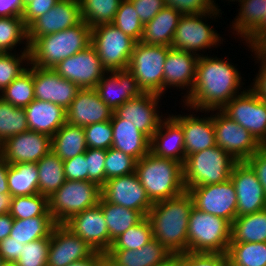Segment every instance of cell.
I'll return each instance as SVG.
<instances>
[{
	"mask_svg": "<svg viewBox=\"0 0 266 266\" xmlns=\"http://www.w3.org/2000/svg\"><path fill=\"white\" fill-rule=\"evenodd\" d=\"M227 60L229 58L220 59L217 55L199 56L194 86L182 99L183 107L190 112L195 109L221 110L232 98L245 91L241 89L245 84L237 66Z\"/></svg>",
	"mask_w": 266,
	"mask_h": 266,
	"instance_id": "cell-1",
	"label": "cell"
},
{
	"mask_svg": "<svg viewBox=\"0 0 266 266\" xmlns=\"http://www.w3.org/2000/svg\"><path fill=\"white\" fill-rule=\"evenodd\" d=\"M193 206L192 196L185 191L174 198L154 202L147 214L153 238L175 256L188 251V220Z\"/></svg>",
	"mask_w": 266,
	"mask_h": 266,
	"instance_id": "cell-2",
	"label": "cell"
},
{
	"mask_svg": "<svg viewBox=\"0 0 266 266\" xmlns=\"http://www.w3.org/2000/svg\"><path fill=\"white\" fill-rule=\"evenodd\" d=\"M91 45V27L83 20L65 30L34 39L29 44L30 64L54 68L62 60Z\"/></svg>",
	"mask_w": 266,
	"mask_h": 266,
	"instance_id": "cell-3",
	"label": "cell"
},
{
	"mask_svg": "<svg viewBox=\"0 0 266 266\" xmlns=\"http://www.w3.org/2000/svg\"><path fill=\"white\" fill-rule=\"evenodd\" d=\"M135 173L153 203L186 191L183 164L176 160L160 158L149 152L136 162Z\"/></svg>",
	"mask_w": 266,
	"mask_h": 266,
	"instance_id": "cell-4",
	"label": "cell"
},
{
	"mask_svg": "<svg viewBox=\"0 0 266 266\" xmlns=\"http://www.w3.org/2000/svg\"><path fill=\"white\" fill-rule=\"evenodd\" d=\"M221 147L213 146L186 157L183 164V179L186 191L193 187L219 184L231 177L237 163Z\"/></svg>",
	"mask_w": 266,
	"mask_h": 266,
	"instance_id": "cell-5",
	"label": "cell"
},
{
	"mask_svg": "<svg viewBox=\"0 0 266 266\" xmlns=\"http://www.w3.org/2000/svg\"><path fill=\"white\" fill-rule=\"evenodd\" d=\"M231 239V223L193 206L188 220V252L224 253Z\"/></svg>",
	"mask_w": 266,
	"mask_h": 266,
	"instance_id": "cell-6",
	"label": "cell"
},
{
	"mask_svg": "<svg viewBox=\"0 0 266 266\" xmlns=\"http://www.w3.org/2000/svg\"><path fill=\"white\" fill-rule=\"evenodd\" d=\"M220 14L222 15L221 10L215 9L210 13L182 15L173 36L171 48L203 56V52H207L206 49L221 46L223 38L206 21V18L218 19L221 17Z\"/></svg>",
	"mask_w": 266,
	"mask_h": 266,
	"instance_id": "cell-7",
	"label": "cell"
},
{
	"mask_svg": "<svg viewBox=\"0 0 266 266\" xmlns=\"http://www.w3.org/2000/svg\"><path fill=\"white\" fill-rule=\"evenodd\" d=\"M101 187L92 181L65 180L49 198V212L56 224H63L71 216L96 206Z\"/></svg>",
	"mask_w": 266,
	"mask_h": 266,
	"instance_id": "cell-8",
	"label": "cell"
},
{
	"mask_svg": "<svg viewBox=\"0 0 266 266\" xmlns=\"http://www.w3.org/2000/svg\"><path fill=\"white\" fill-rule=\"evenodd\" d=\"M170 48L136 42L128 70L143 93L163 96L164 63Z\"/></svg>",
	"mask_w": 266,
	"mask_h": 266,
	"instance_id": "cell-9",
	"label": "cell"
},
{
	"mask_svg": "<svg viewBox=\"0 0 266 266\" xmlns=\"http://www.w3.org/2000/svg\"><path fill=\"white\" fill-rule=\"evenodd\" d=\"M135 44L134 39L112 23L91 28V45L107 72L128 69Z\"/></svg>",
	"mask_w": 266,
	"mask_h": 266,
	"instance_id": "cell-10",
	"label": "cell"
},
{
	"mask_svg": "<svg viewBox=\"0 0 266 266\" xmlns=\"http://www.w3.org/2000/svg\"><path fill=\"white\" fill-rule=\"evenodd\" d=\"M232 98L221 111L248 130L264 146L266 144V102L249 86Z\"/></svg>",
	"mask_w": 266,
	"mask_h": 266,
	"instance_id": "cell-11",
	"label": "cell"
},
{
	"mask_svg": "<svg viewBox=\"0 0 266 266\" xmlns=\"http://www.w3.org/2000/svg\"><path fill=\"white\" fill-rule=\"evenodd\" d=\"M212 119L216 146L221 147L236 161L248 160L262 146L248 130L221 110H212Z\"/></svg>",
	"mask_w": 266,
	"mask_h": 266,
	"instance_id": "cell-12",
	"label": "cell"
},
{
	"mask_svg": "<svg viewBox=\"0 0 266 266\" xmlns=\"http://www.w3.org/2000/svg\"><path fill=\"white\" fill-rule=\"evenodd\" d=\"M195 208L222 217L230 223L237 217V196L231 179L219 184L193 187L188 190Z\"/></svg>",
	"mask_w": 266,
	"mask_h": 266,
	"instance_id": "cell-13",
	"label": "cell"
},
{
	"mask_svg": "<svg viewBox=\"0 0 266 266\" xmlns=\"http://www.w3.org/2000/svg\"><path fill=\"white\" fill-rule=\"evenodd\" d=\"M52 69L62 78L75 83L80 89L95 88L107 73L92 45L62 60Z\"/></svg>",
	"mask_w": 266,
	"mask_h": 266,
	"instance_id": "cell-14",
	"label": "cell"
},
{
	"mask_svg": "<svg viewBox=\"0 0 266 266\" xmlns=\"http://www.w3.org/2000/svg\"><path fill=\"white\" fill-rule=\"evenodd\" d=\"M101 197L109 203L140 211L144 216L153 205L136 173L106 180Z\"/></svg>",
	"mask_w": 266,
	"mask_h": 266,
	"instance_id": "cell-15",
	"label": "cell"
},
{
	"mask_svg": "<svg viewBox=\"0 0 266 266\" xmlns=\"http://www.w3.org/2000/svg\"><path fill=\"white\" fill-rule=\"evenodd\" d=\"M63 225L82 238L94 251L106 253L112 245L113 241L109 237L107 223L99 203L71 216Z\"/></svg>",
	"mask_w": 266,
	"mask_h": 266,
	"instance_id": "cell-16",
	"label": "cell"
},
{
	"mask_svg": "<svg viewBox=\"0 0 266 266\" xmlns=\"http://www.w3.org/2000/svg\"><path fill=\"white\" fill-rule=\"evenodd\" d=\"M162 96L153 93H142L138 97L127 100L118 107L114 114L121 119H126L145 134L150 140L159 127L160 122L166 117L158 110ZM161 113V115H160Z\"/></svg>",
	"mask_w": 266,
	"mask_h": 266,
	"instance_id": "cell-17",
	"label": "cell"
},
{
	"mask_svg": "<svg viewBox=\"0 0 266 266\" xmlns=\"http://www.w3.org/2000/svg\"><path fill=\"white\" fill-rule=\"evenodd\" d=\"M236 190L237 217L266 209V195L253 169L245 162H237L230 177Z\"/></svg>",
	"mask_w": 266,
	"mask_h": 266,
	"instance_id": "cell-18",
	"label": "cell"
},
{
	"mask_svg": "<svg viewBox=\"0 0 266 266\" xmlns=\"http://www.w3.org/2000/svg\"><path fill=\"white\" fill-rule=\"evenodd\" d=\"M81 21L79 0H60L27 27L28 44L38 37L71 28Z\"/></svg>",
	"mask_w": 266,
	"mask_h": 266,
	"instance_id": "cell-19",
	"label": "cell"
},
{
	"mask_svg": "<svg viewBox=\"0 0 266 266\" xmlns=\"http://www.w3.org/2000/svg\"><path fill=\"white\" fill-rule=\"evenodd\" d=\"M51 148V137L31 130L9 137L2 143L3 159L8 164L37 163Z\"/></svg>",
	"mask_w": 266,
	"mask_h": 266,
	"instance_id": "cell-20",
	"label": "cell"
},
{
	"mask_svg": "<svg viewBox=\"0 0 266 266\" xmlns=\"http://www.w3.org/2000/svg\"><path fill=\"white\" fill-rule=\"evenodd\" d=\"M94 252L90 245L63 224H56L50 235L47 266H67Z\"/></svg>",
	"mask_w": 266,
	"mask_h": 266,
	"instance_id": "cell-21",
	"label": "cell"
},
{
	"mask_svg": "<svg viewBox=\"0 0 266 266\" xmlns=\"http://www.w3.org/2000/svg\"><path fill=\"white\" fill-rule=\"evenodd\" d=\"M33 85L35 99L55 103L65 110L80 90L75 83L62 78L54 69L35 66Z\"/></svg>",
	"mask_w": 266,
	"mask_h": 266,
	"instance_id": "cell-22",
	"label": "cell"
},
{
	"mask_svg": "<svg viewBox=\"0 0 266 266\" xmlns=\"http://www.w3.org/2000/svg\"><path fill=\"white\" fill-rule=\"evenodd\" d=\"M198 58L199 56L194 53L170 48L164 63L163 97L168 89L174 87L177 90H185L186 94L182 92L184 95L181 98L191 92L196 78Z\"/></svg>",
	"mask_w": 266,
	"mask_h": 266,
	"instance_id": "cell-23",
	"label": "cell"
},
{
	"mask_svg": "<svg viewBox=\"0 0 266 266\" xmlns=\"http://www.w3.org/2000/svg\"><path fill=\"white\" fill-rule=\"evenodd\" d=\"M201 112L204 115L211 112L210 116H197ZM196 112V115L195 113ZM192 114H171L170 116L182 127L184 132L185 159L187 156L216 146L214 125L211 111L195 109ZM194 114V115H193Z\"/></svg>",
	"mask_w": 266,
	"mask_h": 266,
	"instance_id": "cell-24",
	"label": "cell"
},
{
	"mask_svg": "<svg viewBox=\"0 0 266 266\" xmlns=\"http://www.w3.org/2000/svg\"><path fill=\"white\" fill-rule=\"evenodd\" d=\"M114 111L105 104L94 88L80 89L66 109V122L85 127L92 123L109 121Z\"/></svg>",
	"mask_w": 266,
	"mask_h": 266,
	"instance_id": "cell-25",
	"label": "cell"
},
{
	"mask_svg": "<svg viewBox=\"0 0 266 266\" xmlns=\"http://www.w3.org/2000/svg\"><path fill=\"white\" fill-rule=\"evenodd\" d=\"M94 89L99 98L112 111H115L127 100L138 97L143 93L134 75L128 69L107 72Z\"/></svg>",
	"mask_w": 266,
	"mask_h": 266,
	"instance_id": "cell-26",
	"label": "cell"
},
{
	"mask_svg": "<svg viewBox=\"0 0 266 266\" xmlns=\"http://www.w3.org/2000/svg\"><path fill=\"white\" fill-rule=\"evenodd\" d=\"M238 3L241 7L230 28L249 47L266 33V0H239Z\"/></svg>",
	"mask_w": 266,
	"mask_h": 266,
	"instance_id": "cell-27",
	"label": "cell"
},
{
	"mask_svg": "<svg viewBox=\"0 0 266 266\" xmlns=\"http://www.w3.org/2000/svg\"><path fill=\"white\" fill-rule=\"evenodd\" d=\"M105 255L113 266H160L175 256L155 238L140 249H109Z\"/></svg>",
	"mask_w": 266,
	"mask_h": 266,
	"instance_id": "cell-28",
	"label": "cell"
},
{
	"mask_svg": "<svg viewBox=\"0 0 266 266\" xmlns=\"http://www.w3.org/2000/svg\"><path fill=\"white\" fill-rule=\"evenodd\" d=\"M150 152L157 157L170 158L184 164V132L170 114L164 117L153 134Z\"/></svg>",
	"mask_w": 266,
	"mask_h": 266,
	"instance_id": "cell-29",
	"label": "cell"
},
{
	"mask_svg": "<svg viewBox=\"0 0 266 266\" xmlns=\"http://www.w3.org/2000/svg\"><path fill=\"white\" fill-rule=\"evenodd\" d=\"M24 110L28 129L51 138L66 123V110L52 102L34 99Z\"/></svg>",
	"mask_w": 266,
	"mask_h": 266,
	"instance_id": "cell-30",
	"label": "cell"
},
{
	"mask_svg": "<svg viewBox=\"0 0 266 266\" xmlns=\"http://www.w3.org/2000/svg\"><path fill=\"white\" fill-rule=\"evenodd\" d=\"M110 122L113 129V148L132 156L137 161L150 152L151 140L133 123L118 118L114 113Z\"/></svg>",
	"mask_w": 266,
	"mask_h": 266,
	"instance_id": "cell-31",
	"label": "cell"
},
{
	"mask_svg": "<svg viewBox=\"0 0 266 266\" xmlns=\"http://www.w3.org/2000/svg\"><path fill=\"white\" fill-rule=\"evenodd\" d=\"M181 16L179 11L165 6L150 22L144 25L141 42L147 45L171 47Z\"/></svg>",
	"mask_w": 266,
	"mask_h": 266,
	"instance_id": "cell-32",
	"label": "cell"
},
{
	"mask_svg": "<svg viewBox=\"0 0 266 266\" xmlns=\"http://www.w3.org/2000/svg\"><path fill=\"white\" fill-rule=\"evenodd\" d=\"M51 150L63 161L85 153L88 149L84 129L67 122L51 138Z\"/></svg>",
	"mask_w": 266,
	"mask_h": 266,
	"instance_id": "cell-33",
	"label": "cell"
},
{
	"mask_svg": "<svg viewBox=\"0 0 266 266\" xmlns=\"http://www.w3.org/2000/svg\"><path fill=\"white\" fill-rule=\"evenodd\" d=\"M244 242H266V209L233 220L230 243Z\"/></svg>",
	"mask_w": 266,
	"mask_h": 266,
	"instance_id": "cell-34",
	"label": "cell"
},
{
	"mask_svg": "<svg viewBox=\"0 0 266 266\" xmlns=\"http://www.w3.org/2000/svg\"><path fill=\"white\" fill-rule=\"evenodd\" d=\"M38 179L37 163L8 164L7 180L12 197L38 194Z\"/></svg>",
	"mask_w": 266,
	"mask_h": 266,
	"instance_id": "cell-35",
	"label": "cell"
},
{
	"mask_svg": "<svg viewBox=\"0 0 266 266\" xmlns=\"http://www.w3.org/2000/svg\"><path fill=\"white\" fill-rule=\"evenodd\" d=\"M99 204L112 241L145 217L140 211L109 203L102 197L99 199Z\"/></svg>",
	"mask_w": 266,
	"mask_h": 266,
	"instance_id": "cell-36",
	"label": "cell"
},
{
	"mask_svg": "<svg viewBox=\"0 0 266 266\" xmlns=\"http://www.w3.org/2000/svg\"><path fill=\"white\" fill-rule=\"evenodd\" d=\"M37 168L39 193L49 198L66 180L63 160L51 150L37 162Z\"/></svg>",
	"mask_w": 266,
	"mask_h": 266,
	"instance_id": "cell-37",
	"label": "cell"
},
{
	"mask_svg": "<svg viewBox=\"0 0 266 266\" xmlns=\"http://www.w3.org/2000/svg\"><path fill=\"white\" fill-rule=\"evenodd\" d=\"M55 225L52 216L14 219L9 236L22 244H27L41 238H50Z\"/></svg>",
	"mask_w": 266,
	"mask_h": 266,
	"instance_id": "cell-38",
	"label": "cell"
},
{
	"mask_svg": "<svg viewBox=\"0 0 266 266\" xmlns=\"http://www.w3.org/2000/svg\"><path fill=\"white\" fill-rule=\"evenodd\" d=\"M226 254L230 266H266V242L230 243Z\"/></svg>",
	"mask_w": 266,
	"mask_h": 266,
	"instance_id": "cell-39",
	"label": "cell"
},
{
	"mask_svg": "<svg viewBox=\"0 0 266 266\" xmlns=\"http://www.w3.org/2000/svg\"><path fill=\"white\" fill-rule=\"evenodd\" d=\"M0 97L15 107H27L35 99L33 65L29 64V67L0 93Z\"/></svg>",
	"mask_w": 266,
	"mask_h": 266,
	"instance_id": "cell-40",
	"label": "cell"
},
{
	"mask_svg": "<svg viewBox=\"0 0 266 266\" xmlns=\"http://www.w3.org/2000/svg\"><path fill=\"white\" fill-rule=\"evenodd\" d=\"M122 0H79L81 18L91 28L113 23Z\"/></svg>",
	"mask_w": 266,
	"mask_h": 266,
	"instance_id": "cell-41",
	"label": "cell"
},
{
	"mask_svg": "<svg viewBox=\"0 0 266 266\" xmlns=\"http://www.w3.org/2000/svg\"><path fill=\"white\" fill-rule=\"evenodd\" d=\"M20 44L29 46L22 17H0V53H17Z\"/></svg>",
	"mask_w": 266,
	"mask_h": 266,
	"instance_id": "cell-42",
	"label": "cell"
},
{
	"mask_svg": "<svg viewBox=\"0 0 266 266\" xmlns=\"http://www.w3.org/2000/svg\"><path fill=\"white\" fill-rule=\"evenodd\" d=\"M28 130L24 108L15 107L0 97V143Z\"/></svg>",
	"mask_w": 266,
	"mask_h": 266,
	"instance_id": "cell-43",
	"label": "cell"
},
{
	"mask_svg": "<svg viewBox=\"0 0 266 266\" xmlns=\"http://www.w3.org/2000/svg\"><path fill=\"white\" fill-rule=\"evenodd\" d=\"M9 214L13 219L52 216L49 212L48 197L40 193L12 197Z\"/></svg>",
	"mask_w": 266,
	"mask_h": 266,
	"instance_id": "cell-44",
	"label": "cell"
},
{
	"mask_svg": "<svg viewBox=\"0 0 266 266\" xmlns=\"http://www.w3.org/2000/svg\"><path fill=\"white\" fill-rule=\"evenodd\" d=\"M29 64V46L21 47L17 54L0 53V93L23 73Z\"/></svg>",
	"mask_w": 266,
	"mask_h": 266,
	"instance_id": "cell-45",
	"label": "cell"
},
{
	"mask_svg": "<svg viewBox=\"0 0 266 266\" xmlns=\"http://www.w3.org/2000/svg\"><path fill=\"white\" fill-rule=\"evenodd\" d=\"M152 239V226L145 216L139 223L114 239L110 249H140Z\"/></svg>",
	"mask_w": 266,
	"mask_h": 266,
	"instance_id": "cell-46",
	"label": "cell"
},
{
	"mask_svg": "<svg viewBox=\"0 0 266 266\" xmlns=\"http://www.w3.org/2000/svg\"><path fill=\"white\" fill-rule=\"evenodd\" d=\"M112 24L136 42L141 41L144 25L130 0H122L120 2Z\"/></svg>",
	"mask_w": 266,
	"mask_h": 266,
	"instance_id": "cell-47",
	"label": "cell"
},
{
	"mask_svg": "<svg viewBox=\"0 0 266 266\" xmlns=\"http://www.w3.org/2000/svg\"><path fill=\"white\" fill-rule=\"evenodd\" d=\"M137 160L132 156L110 147L105 158V181L135 173Z\"/></svg>",
	"mask_w": 266,
	"mask_h": 266,
	"instance_id": "cell-48",
	"label": "cell"
},
{
	"mask_svg": "<svg viewBox=\"0 0 266 266\" xmlns=\"http://www.w3.org/2000/svg\"><path fill=\"white\" fill-rule=\"evenodd\" d=\"M50 238H41L22 247L17 266H47Z\"/></svg>",
	"mask_w": 266,
	"mask_h": 266,
	"instance_id": "cell-49",
	"label": "cell"
},
{
	"mask_svg": "<svg viewBox=\"0 0 266 266\" xmlns=\"http://www.w3.org/2000/svg\"><path fill=\"white\" fill-rule=\"evenodd\" d=\"M83 129L88 148L108 150L112 147L113 129L110 120L92 123Z\"/></svg>",
	"mask_w": 266,
	"mask_h": 266,
	"instance_id": "cell-50",
	"label": "cell"
},
{
	"mask_svg": "<svg viewBox=\"0 0 266 266\" xmlns=\"http://www.w3.org/2000/svg\"><path fill=\"white\" fill-rule=\"evenodd\" d=\"M181 266H230L227 254L184 252L177 255Z\"/></svg>",
	"mask_w": 266,
	"mask_h": 266,
	"instance_id": "cell-51",
	"label": "cell"
},
{
	"mask_svg": "<svg viewBox=\"0 0 266 266\" xmlns=\"http://www.w3.org/2000/svg\"><path fill=\"white\" fill-rule=\"evenodd\" d=\"M107 150L88 148L85 152L87 162L88 181L99 187L105 184V158Z\"/></svg>",
	"mask_w": 266,
	"mask_h": 266,
	"instance_id": "cell-52",
	"label": "cell"
},
{
	"mask_svg": "<svg viewBox=\"0 0 266 266\" xmlns=\"http://www.w3.org/2000/svg\"><path fill=\"white\" fill-rule=\"evenodd\" d=\"M167 7L179 11L182 15L210 13L221 10L216 0H164Z\"/></svg>",
	"mask_w": 266,
	"mask_h": 266,
	"instance_id": "cell-53",
	"label": "cell"
},
{
	"mask_svg": "<svg viewBox=\"0 0 266 266\" xmlns=\"http://www.w3.org/2000/svg\"><path fill=\"white\" fill-rule=\"evenodd\" d=\"M66 180L88 181L87 162L85 153L63 161Z\"/></svg>",
	"mask_w": 266,
	"mask_h": 266,
	"instance_id": "cell-54",
	"label": "cell"
},
{
	"mask_svg": "<svg viewBox=\"0 0 266 266\" xmlns=\"http://www.w3.org/2000/svg\"><path fill=\"white\" fill-rule=\"evenodd\" d=\"M140 18L145 25L150 22L159 11L166 5L164 0H130Z\"/></svg>",
	"mask_w": 266,
	"mask_h": 266,
	"instance_id": "cell-55",
	"label": "cell"
},
{
	"mask_svg": "<svg viewBox=\"0 0 266 266\" xmlns=\"http://www.w3.org/2000/svg\"><path fill=\"white\" fill-rule=\"evenodd\" d=\"M60 0H33L24 7L22 19L28 27L39 16L47 13Z\"/></svg>",
	"mask_w": 266,
	"mask_h": 266,
	"instance_id": "cell-56",
	"label": "cell"
},
{
	"mask_svg": "<svg viewBox=\"0 0 266 266\" xmlns=\"http://www.w3.org/2000/svg\"><path fill=\"white\" fill-rule=\"evenodd\" d=\"M255 172L266 195V147L261 146L248 160L245 161Z\"/></svg>",
	"mask_w": 266,
	"mask_h": 266,
	"instance_id": "cell-57",
	"label": "cell"
},
{
	"mask_svg": "<svg viewBox=\"0 0 266 266\" xmlns=\"http://www.w3.org/2000/svg\"><path fill=\"white\" fill-rule=\"evenodd\" d=\"M249 49H251L250 51L252 52V54H254L255 56H253V58H257L254 59V61L260 64L258 73L256 74L257 76L255 78H253V83L250 84V88L264 101L266 102V60L260 58L251 48V46H249Z\"/></svg>",
	"mask_w": 266,
	"mask_h": 266,
	"instance_id": "cell-58",
	"label": "cell"
},
{
	"mask_svg": "<svg viewBox=\"0 0 266 266\" xmlns=\"http://www.w3.org/2000/svg\"><path fill=\"white\" fill-rule=\"evenodd\" d=\"M24 244L8 236L0 242V255L3 261L16 262Z\"/></svg>",
	"mask_w": 266,
	"mask_h": 266,
	"instance_id": "cell-59",
	"label": "cell"
},
{
	"mask_svg": "<svg viewBox=\"0 0 266 266\" xmlns=\"http://www.w3.org/2000/svg\"><path fill=\"white\" fill-rule=\"evenodd\" d=\"M23 12L21 0H0V17H22Z\"/></svg>",
	"mask_w": 266,
	"mask_h": 266,
	"instance_id": "cell-60",
	"label": "cell"
},
{
	"mask_svg": "<svg viewBox=\"0 0 266 266\" xmlns=\"http://www.w3.org/2000/svg\"><path fill=\"white\" fill-rule=\"evenodd\" d=\"M105 259H106L105 253L95 251L91 256L70 263L67 266H103Z\"/></svg>",
	"mask_w": 266,
	"mask_h": 266,
	"instance_id": "cell-61",
	"label": "cell"
},
{
	"mask_svg": "<svg viewBox=\"0 0 266 266\" xmlns=\"http://www.w3.org/2000/svg\"><path fill=\"white\" fill-rule=\"evenodd\" d=\"M13 221L14 219L9 212L0 215V242L10 235Z\"/></svg>",
	"mask_w": 266,
	"mask_h": 266,
	"instance_id": "cell-62",
	"label": "cell"
},
{
	"mask_svg": "<svg viewBox=\"0 0 266 266\" xmlns=\"http://www.w3.org/2000/svg\"><path fill=\"white\" fill-rule=\"evenodd\" d=\"M7 172L8 163L2 158L0 160V194L9 193Z\"/></svg>",
	"mask_w": 266,
	"mask_h": 266,
	"instance_id": "cell-63",
	"label": "cell"
},
{
	"mask_svg": "<svg viewBox=\"0 0 266 266\" xmlns=\"http://www.w3.org/2000/svg\"><path fill=\"white\" fill-rule=\"evenodd\" d=\"M251 48L260 58L266 60V33L262 34L251 45Z\"/></svg>",
	"mask_w": 266,
	"mask_h": 266,
	"instance_id": "cell-64",
	"label": "cell"
},
{
	"mask_svg": "<svg viewBox=\"0 0 266 266\" xmlns=\"http://www.w3.org/2000/svg\"><path fill=\"white\" fill-rule=\"evenodd\" d=\"M12 195L10 193L0 194V215L10 211Z\"/></svg>",
	"mask_w": 266,
	"mask_h": 266,
	"instance_id": "cell-65",
	"label": "cell"
},
{
	"mask_svg": "<svg viewBox=\"0 0 266 266\" xmlns=\"http://www.w3.org/2000/svg\"><path fill=\"white\" fill-rule=\"evenodd\" d=\"M160 266H181L180 260L177 256H174L171 260H169L167 263H164Z\"/></svg>",
	"mask_w": 266,
	"mask_h": 266,
	"instance_id": "cell-66",
	"label": "cell"
},
{
	"mask_svg": "<svg viewBox=\"0 0 266 266\" xmlns=\"http://www.w3.org/2000/svg\"><path fill=\"white\" fill-rule=\"evenodd\" d=\"M0 266H17V265H16V262L2 261V263L0 264Z\"/></svg>",
	"mask_w": 266,
	"mask_h": 266,
	"instance_id": "cell-67",
	"label": "cell"
},
{
	"mask_svg": "<svg viewBox=\"0 0 266 266\" xmlns=\"http://www.w3.org/2000/svg\"><path fill=\"white\" fill-rule=\"evenodd\" d=\"M23 6L25 7L29 2L33 1V0H21Z\"/></svg>",
	"mask_w": 266,
	"mask_h": 266,
	"instance_id": "cell-68",
	"label": "cell"
},
{
	"mask_svg": "<svg viewBox=\"0 0 266 266\" xmlns=\"http://www.w3.org/2000/svg\"><path fill=\"white\" fill-rule=\"evenodd\" d=\"M103 266H113L107 259H105Z\"/></svg>",
	"mask_w": 266,
	"mask_h": 266,
	"instance_id": "cell-69",
	"label": "cell"
},
{
	"mask_svg": "<svg viewBox=\"0 0 266 266\" xmlns=\"http://www.w3.org/2000/svg\"><path fill=\"white\" fill-rule=\"evenodd\" d=\"M3 158L2 143H0V160Z\"/></svg>",
	"mask_w": 266,
	"mask_h": 266,
	"instance_id": "cell-70",
	"label": "cell"
},
{
	"mask_svg": "<svg viewBox=\"0 0 266 266\" xmlns=\"http://www.w3.org/2000/svg\"><path fill=\"white\" fill-rule=\"evenodd\" d=\"M226 1H227V0H226ZM229 1H230V2H235V1L237 2V1H239V0H228V3H229Z\"/></svg>",
	"mask_w": 266,
	"mask_h": 266,
	"instance_id": "cell-71",
	"label": "cell"
}]
</instances>
